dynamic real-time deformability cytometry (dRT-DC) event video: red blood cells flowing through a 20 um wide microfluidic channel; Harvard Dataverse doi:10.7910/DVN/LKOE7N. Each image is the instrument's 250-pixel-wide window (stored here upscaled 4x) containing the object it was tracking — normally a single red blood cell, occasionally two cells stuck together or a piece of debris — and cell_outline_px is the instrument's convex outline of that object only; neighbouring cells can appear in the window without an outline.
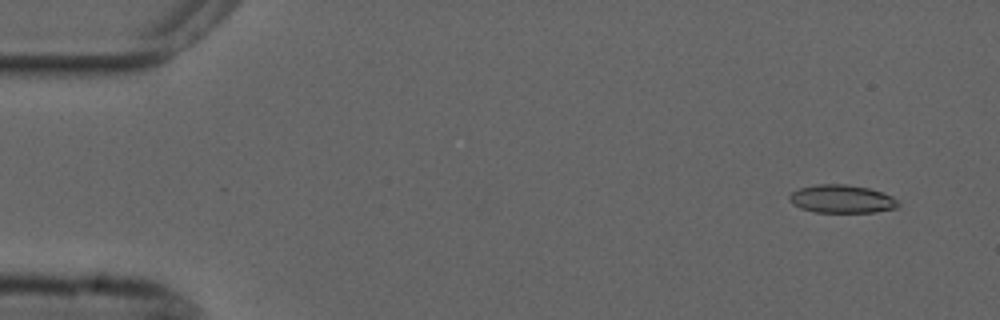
{"species": "common noctule bat (a hibernating species)", "species_latin": "Nyctalus noctula", "temperature_condition": "cold", "stored_images_in_passage": 52, "camera_frame_rate_fps": 3000, "um_per_image_px": 0.085, "animal": {"sex": "male", "forearm_length_mm": 52.5}, "frame": {"image": 1, "passage_image": 1, "time_ms": 0.0, "image_size_px": [1000, 320], "cell_outline_px": [[900, 204], [896, 208], [876, 212], [816, 212], [800, 208], [792, 204], [788, 196], [792, 192], [800, 188], [816, 184], [844, 184], [868, 188], [892, 196]], "centroid_in_image_um": [71.53, 16.91], "position_along_channel_um": 13.5, "area_um2": 17.74}}
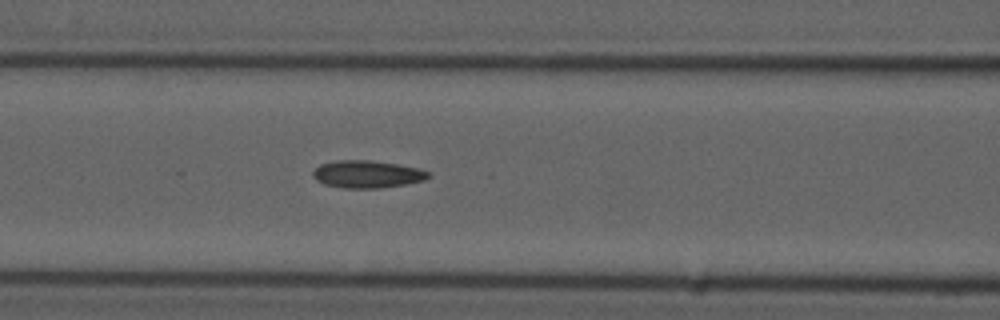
{"frame": {"image": 2, "passage_image": 20, "time_ms": 6.333, "image_size_px": [1000, 320], "cell_outline_px": [[432, 176], [424, 180], [404, 184], [380, 188], [344, 188], [324, 184], [316, 180], [312, 176], [312, 172], [320, 164], [336, 160], [368, 160], [396, 164], [416, 168], [432, 172]], "centroid_in_image_um": [31.2, 14.81], "position_along_channel_um": 135.4, "area_um2": 18.44}}
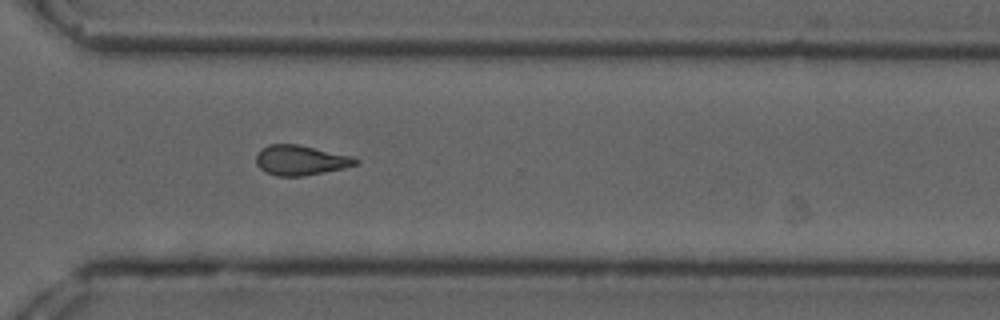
{"frame": {"image": 3, "passage_image": 37, "time_ms": 12.0, "image_size_px": [1000, 320], "cell_outline_px": [[360, 164], [344, 168], [304, 176], [276, 176], [260, 168], [256, 164], [256, 152], [260, 148], [268, 144], [300, 144], [352, 156], [360, 160]], "centroid_in_image_um": [25.56, 13.6], "position_along_channel_um": 345.0, "area_um2": 17.63}, "authors_computed_cell_mechanics": {"area_um2": 17.5712, "velocity_mm_per_s": 3.7095, "shape_relaxation_time_tau1_ms": null, "shape_relaxation_time_tau2_ms": 4.1526, "deformation_change_tau1": null, "deformation_change_tau2": 0.1294}}